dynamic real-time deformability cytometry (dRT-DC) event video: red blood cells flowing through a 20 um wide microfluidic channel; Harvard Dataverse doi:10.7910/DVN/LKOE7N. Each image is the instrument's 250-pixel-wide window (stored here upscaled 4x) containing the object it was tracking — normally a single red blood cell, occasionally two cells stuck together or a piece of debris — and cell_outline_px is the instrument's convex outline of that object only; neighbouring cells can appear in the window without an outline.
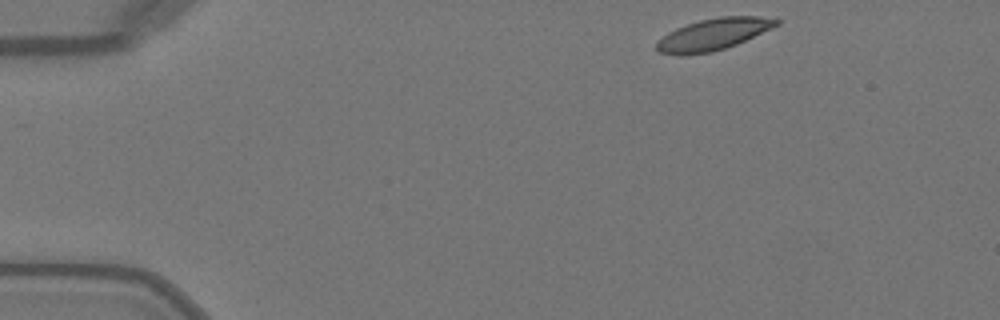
{"species": "Egyptian fruit bat (a non-hibernating species)", "species_latin": "Rousettus aegyptiacus", "temperature_condition": "warm", "stored_images_in_passage": 8, "camera_frame_rate_fps": 3000, "um_per_image_px": 0.085, "animal": {"sex": "female"}, "frame": {"image": 1, "passage_image": 1, "time_ms": 0.0, "image_size_px": [1000, 320], "cell_outline_px": [[780, 24], [772, 28], [736, 44], [712, 52], [660, 52], [656, 48], [656, 40], [668, 32], [676, 28], [700, 20], [720, 16], [760, 16], [780, 20]], "centroid_in_image_um": [60.69, 2.86], "position_along_channel_um": 24.3, "area_um2": 21.33}}